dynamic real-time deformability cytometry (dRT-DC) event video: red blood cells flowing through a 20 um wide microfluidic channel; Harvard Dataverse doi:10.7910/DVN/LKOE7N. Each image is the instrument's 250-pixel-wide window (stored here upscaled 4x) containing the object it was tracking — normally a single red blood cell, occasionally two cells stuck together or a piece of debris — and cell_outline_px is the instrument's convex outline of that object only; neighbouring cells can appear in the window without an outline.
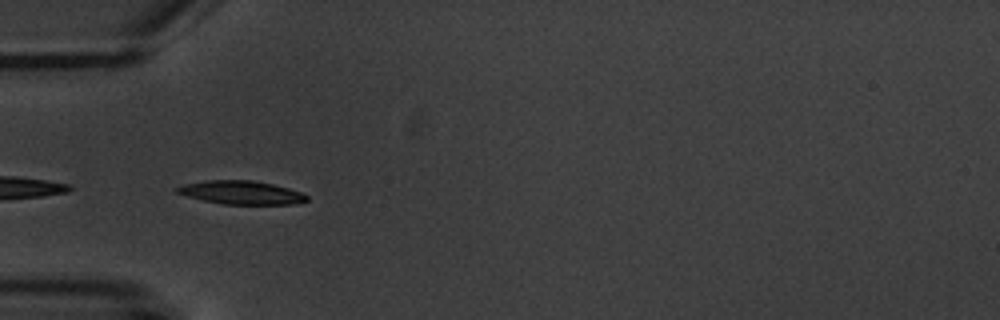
{"species": "common noctule bat (a hibernating species)", "species_latin": "Nyctalus noctula", "temperature_condition": "warm", "stored_images_in_passage": 11, "camera_frame_rate_fps": 3000, "um_per_image_px": 0.085, "animal": {"sex": "male", "body_mass_g": 20.1, "forearm_length_mm": 53.5}, "frame": {"image": 1, "passage_image": 5, "time_ms": 5.333, "image_size_px": [1000, 320], "cell_outline_px": [[308, 200], [292, 204], [224, 204], [204, 200], [188, 196], [176, 192], [172, 188], [184, 184], [204, 180], [252, 180], [272, 184], [304, 192], [308, 196]], "centroid_in_image_um": [20.5, 16.35], "position_along_channel_um": 64.5, "area_um2": 17.74}}
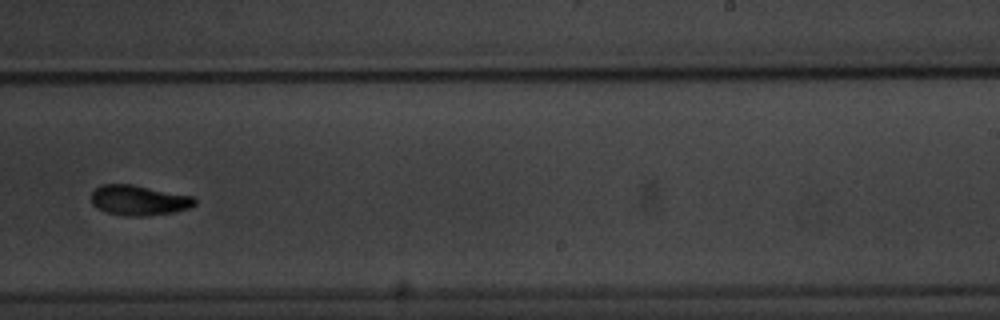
{"frame": {"image": 2, "passage_image": 10, "time_ms": 11.333, "image_size_px": [1000, 320], "cell_outline_px": [[196, 204], [188, 208], [172, 212], [148, 216], [124, 216], [108, 212], [92, 204], [92, 192], [100, 184], [132, 184], [192, 196], [196, 200]], "centroid_in_image_um": [11.8, 17.02], "position_along_channel_um": 277.2, "area_um2": 18.03}}
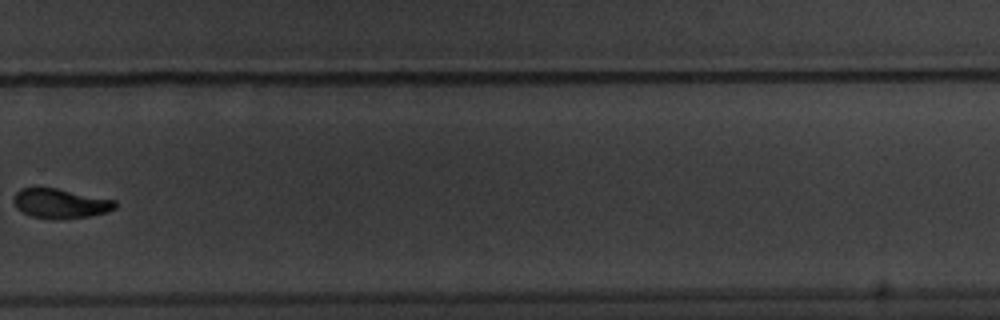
{"frame": {"image": 3, "passage_image": 11, "time_ms": 12.667, "image_size_px": [1000, 320], "cell_outline_px": [[116, 208], [108, 212], [88, 216], [32, 216], [16, 208], [12, 200], [16, 192], [20, 188], [56, 188], [116, 200]], "centroid_in_image_um": [5.14, 17.24], "position_along_channel_um": 324.7, "area_um2": 16.7}}